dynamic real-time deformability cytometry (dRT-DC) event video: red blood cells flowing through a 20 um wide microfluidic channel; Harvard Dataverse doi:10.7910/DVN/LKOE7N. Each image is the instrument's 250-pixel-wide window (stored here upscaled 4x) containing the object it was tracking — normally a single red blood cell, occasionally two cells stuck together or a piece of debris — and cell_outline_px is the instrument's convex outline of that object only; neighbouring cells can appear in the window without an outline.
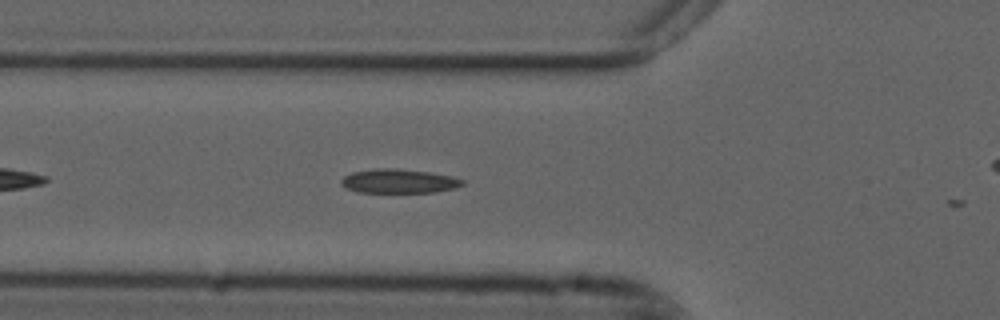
{"species": "common noctule bat (a hibernating species)", "species_latin": "Nyctalus noctula", "temperature_condition": "cold", "stored_images_in_passage": 5, "camera_frame_rate_fps": 3000, "um_per_image_px": 0.085, "animal": {"sex": "male", "forearm_length_mm": 52.5}, "frame": {"image": 1, "passage_image": 4, "time_ms": 1.0, "image_size_px": [1000, 320], "cell_outline_px": [[464, 184], [452, 188], [436, 192], [356, 192], [340, 184], [340, 180], [344, 176], [352, 172], [376, 168], [396, 168], [428, 172], [452, 176], [464, 180]], "centroid_in_image_um": [33.87, 15.39], "position_along_channel_um": 91.9, "area_um2": 16.94}}